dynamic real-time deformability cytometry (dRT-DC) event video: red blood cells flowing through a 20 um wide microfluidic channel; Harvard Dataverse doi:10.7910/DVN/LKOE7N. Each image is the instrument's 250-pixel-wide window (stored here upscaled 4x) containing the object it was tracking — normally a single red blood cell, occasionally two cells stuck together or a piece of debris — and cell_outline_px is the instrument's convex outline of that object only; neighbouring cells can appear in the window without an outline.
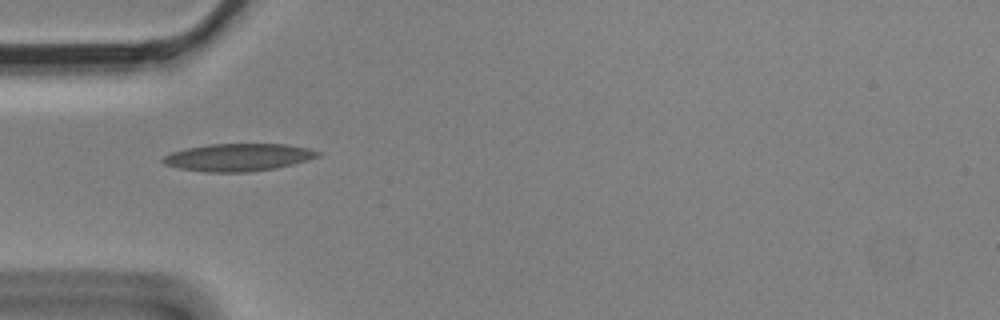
{"species": "Egyptian fruit bat (a non-hibernating species)", "species_latin": "Rousettus aegyptiacus", "temperature_condition": "cold", "stored_images_in_passage": 5, "camera_frame_rate_fps": 3000, "um_per_image_px": 0.085, "animal": {"sex": "male"}, "frame": {"image": 1, "passage_image": 1, "time_ms": 0.0, "image_size_px": [1000, 320], "cell_outline_px": [[320, 156], [308, 160], [276, 168], [244, 172], [204, 172], [180, 168], [164, 164], [160, 160], [164, 156], [172, 152], [188, 148], [208, 144], [284, 144], [308, 148], [320, 152]], "centroid_in_image_um": [20.24, 13.37], "position_along_channel_um": 64.8, "area_um2": 24.68}}
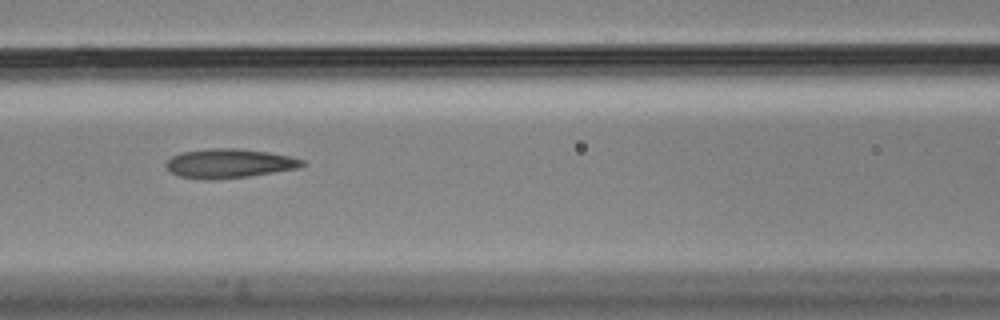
{"frame": {"image": 2, "passage_image": 3, "time_ms": 0.667, "image_size_px": [1000, 320], "cell_outline_px": [[304, 164], [296, 168], [248, 176], [212, 180], [180, 176], [168, 172], [164, 168], [164, 164], [172, 156], [180, 152], [208, 148], [236, 148], [268, 152], [288, 156], [304, 160]], "centroid_in_image_um": [19.38, 13.88], "position_along_channel_um": 147.2, "area_um2": 23.06}}
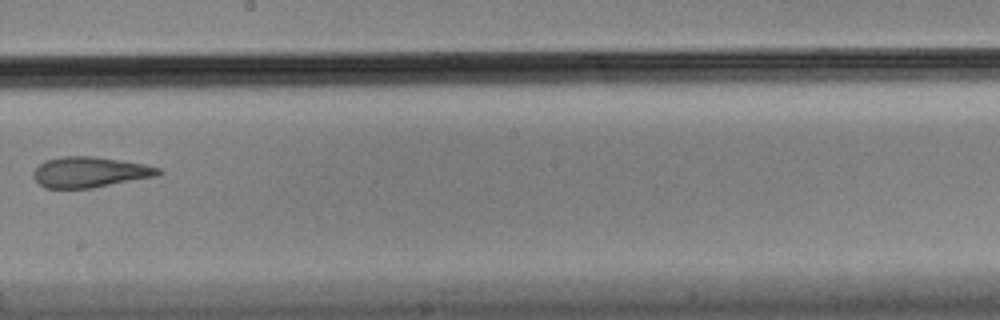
{"frame": {"image": 3, "passage_image": 5, "time_ms": 1.333, "image_size_px": [1000, 320], "cell_outline_px": [[164, 172], [160, 176], [92, 188], [44, 188], [32, 176], [32, 172], [44, 160], [60, 156], [92, 156], [120, 160], [144, 164], [160, 168]], "centroid_in_image_um": [7.67, 14.63], "position_along_channel_um": 240.5, "area_um2": 22.54}}